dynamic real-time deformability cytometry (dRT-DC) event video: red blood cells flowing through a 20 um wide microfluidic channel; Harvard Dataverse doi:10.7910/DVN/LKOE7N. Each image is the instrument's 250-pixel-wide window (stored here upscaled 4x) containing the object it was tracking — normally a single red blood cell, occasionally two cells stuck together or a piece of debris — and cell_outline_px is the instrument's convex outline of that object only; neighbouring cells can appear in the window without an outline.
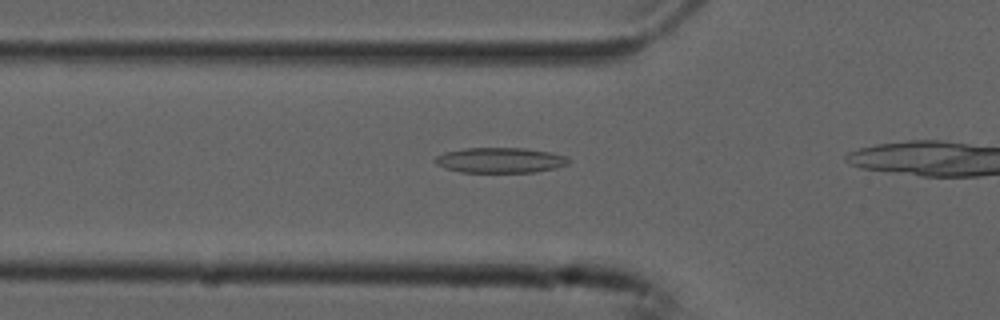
{"species": "common noctule bat (a hibernating species)", "species_latin": "Nyctalus noctula", "temperature_condition": "cold", "stored_images_in_passage": 12, "camera_frame_rate_fps": 3000, "um_per_image_px": 0.085, "animal": {"sex": "male", "forearm_length_mm": 52.5}, "frame": {"image": 1, "passage_image": 4, "time_ms": 1.0, "image_size_px": [1000, 320], "cell_outline_px": [[572, 160], [568, 164], [556, 168], [536, 172], [460, 172], [444, 168], [436, 164], [432, 160], [436, 156], [444, 152], [464, 148], [524, 148], [548, 152], [568, 156]], "centroid_in_image_um": [42.51, 13.62], "position_along_channel_um": 83.3, "area_um2": 19.88}}
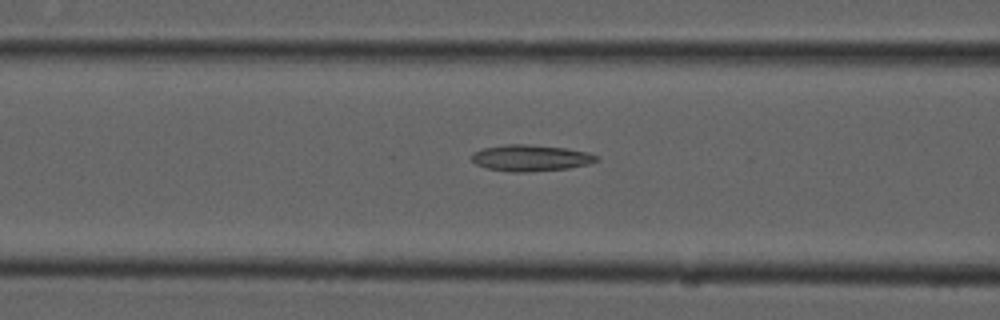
{"frame": {"image": 2, "passage_image": 7, "time_ms": 2.0, "image_size_px": [1000, 320], "cell_outline_px": [[600, 160], [588, 164], [568, 168], [532, 172], [512, 172], [488, 168], [476, 164], [472, 160], [472, 152], [484, 148], [508, 144], [528, 144], [568, 148], [588, 152], [600, 156]], "centroid_in_image_um": [45.16, 13.42], "position_along_channel_um": 121.4, "area_um2": 19.31}}
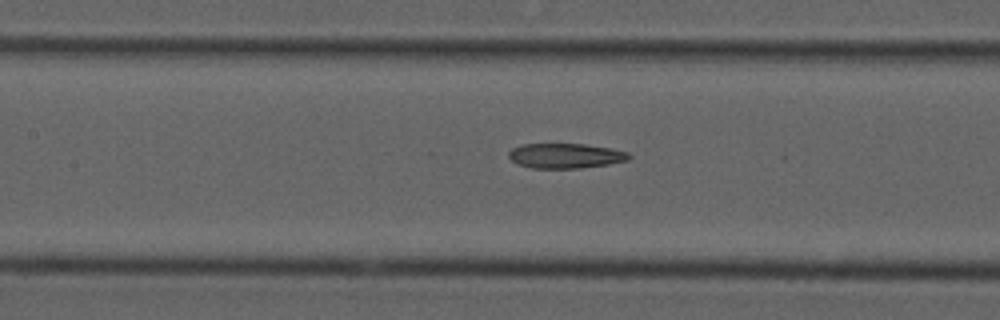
{"frame": {"image": 3, "passage_image": 10, "time_ms": 3.0, "image_size_px": [1000, 320], "cell_outline_px": [[632, 156], [628, 160], [608, 164], [580, 168], [532, 168], [520, 164], [512, 160], [508, 156], [508, 152], [512, 148], [524, 144], [584, 144], [608, 148], [628, 152]], "centroid_in_image_um": [48.07, 13.24], "position_along_channel_um": 159.3, "area_um2": 17.28}}